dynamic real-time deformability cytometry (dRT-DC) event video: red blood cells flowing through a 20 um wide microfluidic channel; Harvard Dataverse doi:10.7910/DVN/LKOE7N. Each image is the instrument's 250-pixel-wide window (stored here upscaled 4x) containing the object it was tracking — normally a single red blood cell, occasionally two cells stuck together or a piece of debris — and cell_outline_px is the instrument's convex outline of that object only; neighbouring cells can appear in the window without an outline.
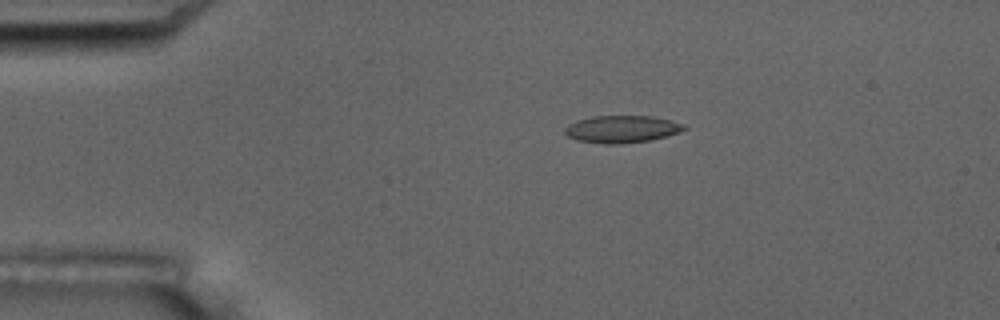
{"species": "common noctule bat (a hibernating species)", "species_latin": "Nyctalus noctula", "temperature_condition": "room temperature", "stored_images_in_passage": 5, "camera_frame_rate_fps": 3000, "um_per_image_px": 0.085, "animal": {"sex": "male", "body_mass_g": 17.5, "forearm_length_mm": 52.3}, "frame": {"image": 1, "passage_image": 1, "time_ms": 0.0, "image_size_px": [1000, 320], "cell_outline_px": [[688, 128], [680, 132], [668, 136], [652, 140], [620, 144], [604, 144], [576, 140], [568, 136], [564, 132], [564, 128], [568, 124], [576, 120], [592, 116], [652, 116], [684, 124]], "centroid_in_image_um": [52.84, 10.98], "position_along_channel_um": 32.2, "area_um2": 19.13}}